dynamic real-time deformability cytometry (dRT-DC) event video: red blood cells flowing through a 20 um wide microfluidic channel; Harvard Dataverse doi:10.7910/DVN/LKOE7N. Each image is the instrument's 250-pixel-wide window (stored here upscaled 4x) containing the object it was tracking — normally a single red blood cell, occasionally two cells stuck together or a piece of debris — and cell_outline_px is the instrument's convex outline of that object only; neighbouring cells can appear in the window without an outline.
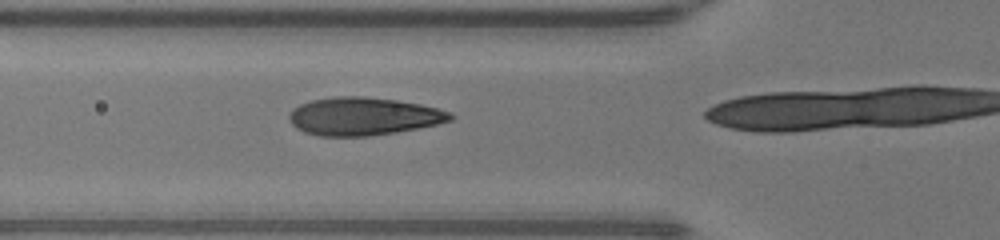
{"species": "human", "species_latin": "Homo sapiens", "temperature_condition": "warm", "stored_images_in_passage": 14, "camera_frame_rate_fps": 3000, "um_per_image_px": 0.085, "donor": {"sex": "male"}, "frame": {"image": 1, "passage_image": 11, "time_ms": 3.333, "image_size_px": [1000, 240], "cell_outline_px": [[456, 116], [452, 120], [436, 124], [396, 132], [368, 136], [320, 136], [304, 132], [296, 128], [292, 124], [288, 116], [292, 108], [300, 104], [312, 100], [336, 96], [364, 96], [396, 100], [420, 104], [452, 112]], "centroid_in_image_um": [30.88, 9.88], "position_along_channel_um": 94.9, "area_um2": 35.66}}